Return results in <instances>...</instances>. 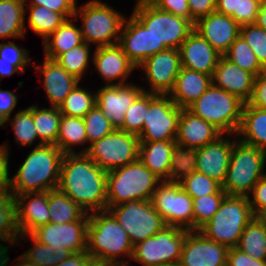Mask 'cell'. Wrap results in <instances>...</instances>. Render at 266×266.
Instances as JSON below:
<instances>
[{"mask_svg": "<svg viewBox=\"0 0 266 266\" xmlns=\"http://www.w3.org/2000/svg\"><path fill=\"white\" fill-rule=\"evenodd\" d=\"M107 171L86 153L64 154L58 189L87 213L107 210Z\"/></svg>", "mask_w": 266, "mask_h": 266, "instance_id": "1", "label": "cell"}, {"mask_svg": "<svg viewBox=\"0 0 266 266\" xmlns=\"http://www.w3.org/2000/svg\"><path fill=\"white\" fill-rule=\"evenodd\" d=\"M133 248L129 235L108 210L89 213L86 251L95 263L127 266ZM121 256L128 257V260L121 259Z\"/></svg>", "mask_w": 266, "mask_h": 266, "instance_id": "2", "label": "cell"}, {"mask_svg": "<svg viewBox=\"0 0 266 266\" xmlns=\"http://www.w3.org/2000/svg\"><path fill=\"white\" fill-rule=\"evenodd\" d=\"M64 153L56 145L34 147L10 177V189L14 196L27 192H43L57 189Z\"/></svg>", "mask_w": 266, "mask_h": 266, "instance_id": "3", "label": "cell"}, {"mask_svg": "<svg viewBox=\"0 0 266 266\" xmlns=\"http://www.w3.org/2000/svg\"><path fill=\"white\" fill-rule=\"evenodd\" d=\"M161 180L138 159L107 172V206L151 200Z\"/></svg>", "mask_w": 266, "mask_h": 266, "instance_id": "4", "label": "cell"}, {"mask_svg": "<svg viewBox=\"0 0 266 266\" xmlns=\"http://www.w3.org/2000/svg\"><path fill=\"white\" fill-rule=\"evenodd\" d=\"M75 22L81 18L83 42L96 47L118 44L125 16L102 0H90L76 10Z\"/></svg>", "mask_w": 266, "mask_h": 266, "instance_id": "5", "label": "cell"}, {"mask_svg": "<svg viewBox=\"0 0 266 266\" xmlns=\"http://www.w3.org/2000/svg\"><path fill=\"white\" fill-rule=\"evenodd\" d=\"M266 152L237 139L232 147L223 191L230 196L248 197L266 173Z\"/></svg>", "mask_w": 266, "mask_h": 266, "instance_id": "6", "label": "cell"}, {"mask_svg": "<svg viewBox=\"0 0 266 266\" xmlns=\"http://www.w3.org/2000/svg\"><path fill=\"white\" fill-rule=\"evenodd\" d=\"M253 218L248 197L226 195L219 210L199 231L209 240L234 248Z\"/></svg>", "mask_w": 266, "mask_h": 266, "instance_id": "7", "label": "cell"}, {"mask_svg": "<svg viewBox=\"0 0 266 266\" xmlns=\"http://www.w3.org/2000/svg\"><path fill=\"white\" fill-rule=\"evenodd\" d=\"M245 102L213 84L186 109L214 125L223 134L236 135Z\"/></svg>", "mask_w": 266, "mask_h": 266, "instance_id": "8", "label": "cell"}, {"mask_svg": "<svg viewBox=\"0 0 266 266\" xmlns=\"http://www.w3.org/2000/svg\"><path fill=\"white\" fill-rule=\"evenodd\" d=\"M132 14L152 33L155 38V54L167 48H180L194 31V23L153 4L135 5Z\"/></svg>", "mask_w": 266, "mask_h": 266, "instance_id": "9", "label": "cell"}, {"mask_svg": "<svg viewBox=\"0 0 266 266\" xmlns=\"http://www.w3.org/2000/svg\"><path fill=\"white\" fill-rule=\"evenodd\" d=\"M139 136L115 129L79 153H86L100 168L110 171L138 160Z\"/></svg>", "mask_w": 266, "mask_h": 266, "instance_id": "10", "label": "cell"}, {"mask_svg": "<svg viewBox=\"0 0 266 266\" xmlns=\"http://www.w3.org/2000/svg\"><path fill=\"white\" fill-rule=\"evenodd\" d=\"M107 210L127 232L133 246L154 236L167 226L165 220L153 207L151 200L127 201L115 206H107Z\"/></svg>", "mask_w": 266, "mask_h": 266, "instance_id": "11", "label": "cell"}, {"mask_svg": "<svg viewBox=\"0 0 266 266\" xmlns=\"http://www.w3.org/2000/svg\"><path fill=\"white\" fill-rule=\"evenodd\" d=\"M189 231L178 226L167 225L154 236L134 245L131 260L141 263V266L178 265L185 237Z\"/></svg>", "mask_w": 266, "mask_h": 266, "instance_id": "12", "label": "cell"}, {"mask_svg": "<svg viewBox=\"0 0 266 266\" xmlns=\"http://www.w3.org/2000/svg\"><path fill=\"white\" fill-rule=\"evenodd\" d=\"M181 109L169 95L149 93V106L140 141L176 140Z\"/></svg>", "mask_w": 266, "mask_h": 266, "instance_id": "13", "label": "cell"}, {"mask_svg": "<svg viewBox=\"0 0 266 266\" xmlns=\"http://www.w3.org/2000/svg\"><path fill=\"white\" fill-rule=\"evenodd\" d=\"M151 202L166 225L193 231V198L179 183L161 181L152 195Z\"/></svg>", "mask_w": 266, "mask_h": 266, "instance_id": "14", "label": "cell"}, {"mask_svg": "<svg viewBox=\"0 0 266 266\" xmlns=\"http://www.w3.org/2000/svg\"><path fill=\"white\" fill-rule=\"evenodd\" d=\"M89 213L81 220L65 224L49 222L34 230L31 235L39 242L53 247L62 260H66L72 253L86 251L87 226Z\"/></svg>", "mask_w": 266, "mask_h": 266, "instance_id": "15", "label": "cell"}, {"mask_svg": "<svg viewBox=\"0 0 266 266\" xmlns=\"http://www.w3.org/2000/svg\"><path fill=\"white\" fill-rule=\"evenodd\" d=\"M137 68L145 74L149 89L144 92L169 95L181 68L180 51L167 48L144 60Z\"/></svg>", "mask_w": 266, "mask_h": 266, "instance_id": "16", "label": "cell"}, {"mask_svg": "<svg viewBox=\"0 0 266 266\" xmlns=\"http://www.w3.org/2000/svg\"><path fill=\"white\" fill-rule=\"evenodd\" d=\"M95 92L96 105L112 123L114 129L120 130L124 124L125 113L144 90L142 86L126 83L103 86Z\"/></svg>", "mask_w": 266, "mask_h": 266, "instance_id": "17", "label": "cell"}, {"mask_svg": "<svg viewBox=\"0 0 266 266\" xmlns=\"http://www.w3.org/2000/svg\"><path fill=\"white\" fill-rule=\"evenodd\" d=\"M229 248L207 239L200 231L186 234L178 266H226Z\"/></svg>", "mask_w": 266, "mask_h": 266, "instance_id": "18", "label": "cell"}, {"mask_svg": "<svg viewBox=\"0 0 266 266\" xmlns=\"http://www.w3.org/2000/svg\"><path fill=\"white\" fill-rule=\"evenodd\" d=\"M91 61L94 71L105 81V86L128 83V77L137 68L118 44L96 47Z\"/></svg>", "mask_w": 266, "mask_h": 266, "instance_id": "19", "label": "cell"}, {"mask_svg": "<svg viewBox=\"0 0 266 266\" xmlns=\"http://www.w3.org/2000/svg\"><path fill=\"white\" fill-rule=\"evenodd\" d=\"M234 136L236 135L223 134L216 141L196 149V171L223 185L229 167L232 147L236 141V138L232 139Z\"/></svg>", "mask_w": 266, "mask_h": 266, "instance_id": "20", "label": "cell"}, {"mask_svg": "<svg viewBox=\"0 0 266 266\" xmlns=\"http://www.w3.org/2000/svg\"><path fill=\"white\" fill-rule=\"evenodd\" d=\"M118 45L136 67L155 54V38L132 13L124 20Z\"/></svg>", "mask_w": 266, "mask_h": 266, "instance_id": "21", "label": "cell"}, {"mask_svg": "<svg viewBox=\"0 0 266 266\" xmlns=\"http://www.w3.org/2000/svg\"><path fill=\"white\" fill-rule=\"evenodd\" d=\"M196 30L222 56L240 35V25L231 17L217 11L200 18L194 24Z\"/></svg>", "mask_w": 266, "mask_h": 266, "instance_id": "22", "label": "cell"}, {"mask_svg": "<svg viewBox=\"0 0 266 266\" xmlns=\"http://www.w3.org/2000/svg\"><path fill=\"white\" fill-rule=\"evenodd\" d=\"M179 51L181 67L211 76L222 56L196 30L181 44Z\"/></svg>", "mask_w": 266, "mask_h": 266, "instance_id": "23", "label": "cell"}, {"mask_svg": "<svg viewBox=\"0 0 266 266\" xmlns=\"http://www.w3.org/2000/svg\"><path fill=\"white\" fill-rule=\"evenodd\" d=\"M14 199L20 235L31 234L37 228L50 222L48 191L27 192L14 196Z\"/></svg>", "mask_w": 266, "mask_h": 266, "instance_id": "24", "label": "cell"}, {"mask_svg": "<svg viewBox=\"0 0 266 266\" xmlns=\"http://www.w3.org/2000/svg\"><path fill=\"white\" fill-rule=\"evenodd\" d=\"M255 77L221 56L212 75V84L247 103L252 96Z\"/></svg>", "mask_w": 266, "mask_h": 266, "instance_id": "25", "label": "cell"}, {"mask_svg": "<svg viewBox=\"0 0 266 266\" xmlns=\"http://www.w3.org/2000/svg\"><path fill=\"white\" fill-rule=\"evenodd\" d=\"M223 133L204 119L181 109L178 120L176 144L190 149H198L216 141Z\"/></svg>", "mask_w": 266, "mask_h": 266, "instance_id": "26", "label": "cell"}, {"mask_svg": "<svg viewBox=\"0 0 266 266\" xmlns=\"http://www.w3.org/2000/svg\"><path fill=\"white\" fill-rule=\"evenodd\" d=\"M44 63L34 66L44 77V89L52 107H59L74 87L80 83L75 76L69 74L56 60L44 57Z\"/></svg>", "mask_w": 266, "mask_h": 266, "instance_id": "27", "label": "cell"}, {"mask_svg": "<svg viewBox=\"0 0 266 266\" xmlns=\"http://www.w3.org/2000/svg\"><path fill=\"white\" fill-rule=\"evenodd\" d=\"M211 84V75L181 67L169 96L178 107L186 109L200 98Z\"/></svg>", "mask_w": 266, "mask_h": 266, "instance_id": "28", "label": "cell"}, {"mask_svg": "<svg viewBox=\"0 0 266 266\" xmlns=\"http://www.w3.org/2000/svg\"><path fill=\"white\" fill-rule=\"evenodd\" d=\"M176 140L140 141L138 159L161 181H169L171 155Z\"/></svg>", "mask_w": 266, "mask_h": 266, "instance_id": "29", "label": "cell"}, {"mask_svg": "<svg viewBox=\"0 0 266 266\" xmlns=\"http://www.w3.org/2000/svg\"><path fill=\"white\" fill-rule=\"evenodd\" d=\"M236 137L266 152V110L245 103Z\"/></svg>", "mask_w": 266, "mask_h": 266, "instance_id": "30", "label": "cell"}, {"mask_svg": "<svg viewBox=\"0 0 266 266\" xmlns=\"http://www.w3.org/2000/svg\"><path fill=\"white\" fill-rule=\"evenodd\" d=\"M73 19H66L43 41L44 57L55 60L59 55L83 43L80 28L72 22Z\"/></svg>", "mask_w": 266, "mask_h": 266, "instance_id": "31", "label": "cell"}, {"mask_svg": "<svg viewBox=\"0 0 266 266\" xmlns=\"http://www.w3.org/2000/svg\"><path fill=\"white\" fill-rule=\"evenodd\" d=\"M25 0H0V38H24L27 30Z\"/></svg>", "mask_w": 266, "mask_h": 266, "instance_id": "32", "label": "cell"}, {"mask_svg": "<svg viewBox=\"0 0 266 266\" xmlns=\"http://www.w3.org/2000/svg\"><path fill=\"white\" fill-rule=\"evenodd\" d=\"M50 222L65 224L81 220L87 212L58 188L48 191Z\"/></svg>", "mask_w": 266, "mask_h": 266, "instance_id": "33", "label": "cell"}, {"mask_svg": "<svg viewBox=\"0 0 266 266\" xmlns=\"http://www.w3.org/2000/svg\"><path fill=\"white\" fill-rule=\"evenodd\" d=\"M20 231L17 225L16 203L11 189H0V241L18 243ZM7 248L0 242V249Z\"/></svg>", "mask_w": 266, "mask_h": 266, "instance_id": "34", "label": "cell"}, {"mask_svg": "<svg viewBox=\"0 0 266 266\" xmlns=\"http://www.w3.org/2000/svg\"><path fill=\"white\" fill-rule=\"evenodd\" d=\"M33 105V122L38 135L36 147L45 145H56L61 122L59 107L42 108Z\"/></svg>", "mask_w": 266, "mask_h": 266, "instance_id": "35", "label": "cell"}, {"mask_svg": "<svg viewBox=\"0 0 266 266\" xmlns=\"http://www.w3.org/2000/svg\"><path fill=\"white\" fill-rule=\"evenodd\" d=\"M87 142V135L83 117L61 116L56 146L64 154H74L75 146H84Z\"/></svg>", "mask_w": 266, "mask_h": 266, "instance_id": "36", "label": "cell"}, {"mask_svg": "<svg viewBox=\"0 0 266 266\" xmlns=\"http://www.w3.org/2000/svg\"><path fill=\"white\" fill-rule=\"evenodd\" d=\"M240 251L259 261H266V226L256 216L248 223L240 236Z\"/></svg>", "mask_w": 266, "mask_h": 266, "instance_id": "37", "label": "cell"}, {"mask_svg": "<svg viewBox=\"0 0 266 266\" xmlns=\"http://www.w3.org/2000/svg\"><path fill=\"white\" fill-rule=\"evenodd\" d=\"M29 9L28 24L43 41L47 39L67 18L62 13L49 10L45 6L25 5Z\"/></svg>", "mask_w": 266, "mask_h": 266, "instance_id": "38", "label": "cell"}, {"mask_svg": "<svg viewBox=\"0 0 266 266\" xmlns=\"http://www.w3.org/2000/svg\"><path fill=\"white\" fill-rule=\"evenodd\" d=\"M78 83L59 106L63 115L84 117L96 105V92L88 91Z\"/></svg>", "mask_w": 266, "mask_h": 266, "instance_id": "39", "label": "cell"}, {"mask_svg": "<svg viewBox=\"0 0 266 266\" xmlns=\"http://www.w3.org/2000/svg\"><path fill=\"white\" fill-rule=\"evenodd\" d=\"M233 64L238 65L241 69L258 76L265 68L257 60L250 45L239 35L230 45L229 50L223 55Z\"/></svg>", "mask_w": 266, "mask_h": 266, "instance_id": "40", "label": "cell"}, {"mask_svg": "<svg viewBox=\"0 0 266 266\" xmlns=\"http://www.w3.org/2000/svg\"><path fill=\"white\" fill-rule=\"evenodd\" d=\"M90 46V44L83 42L79 46L59 55L55 60L69 74L81 81L82 77L85 75L84 73L89 67L88 65H90Z\"/></svg>", "mask_w": 266, "mask_h": 266, "instance_id": "41", "label": "cell"}, {"mask_svg": "<svg viewBox=\"0 0 266 266\" xmlns=\"http://www.w3.org/2000/svg\"><path fill=\"white\" fill-rule=\"evenodd\" d=\"M196 171V149L176 144L171 155L169 182L179 183Z\"/></svg>", "mask_w": 266, "mask_h": 266, "instance_id": "42", "label": "cell"}, {"mask_svg": "<svg viewBox=\"0 0 266 266\" xmlns=\"http://www.w3.org/2000/svg\"><path fill=\"white\" fill-rule=\"evenodd\" d=\"M12 124L15 141L20 146H32L37 141L38 135L33 122V105L15 113L14 117L7 120Z\"/></svg>", "mask_w": 266, "mask_h": 266, "instance_id": "43", "label": "cell"}, {"mask_svg": "<svg viewBox=\"0 0 266 266\" xmlns=\"http://www.w3.org/2000/svg\"><path fill=\"white\" fill-rule=\"evenodd\" d=\"M179 184L192 198H200L209 194H226L220 183L198 171L191 173Z\"/></svg>", "mask_w": 266, "mask_h": 266, "instance_id": "44", "label": "cell"}, {"mask_svg": "<svg viewBox=\"0 0 266 266\" xmlns=\"http://www.w3.org/2000/svg\"><path fill=\"white\" fill-rule=\"evenodd\" d=\"M227 194H209L193 198V231H199L219 210Z\"/></svg>", "mask_w": 266, "mask_h": 266, "instance_id": "45", "label": "cell"}, {"mask_svg": "<svg viewBox=\"0 0 266 266\" xmlns=\"http://www.w3.org/2000/svg\"><path fill=\"white\" fill-rule=\"evenodd\" d=\"M83 120L85 123L88 145L92 144L94 141L100 140L115 130L112 123L104 116L97 105L83 117Z\"/></svg>", "mask_w": 266, "mask_h": 266, "instance_id": "46", "label": "cell"}, {"mask_svg": "<svg viewBox=\"0 0 266 266\" xmlns=\"http://www.w3.org/2000/svg\"><path fill=\"white\" fill-rule=\"evenodd\" d=\"M23 238H26L28 241L31 240L33 243L30 249L20 254L27 261L36 263L40 266H55L62 261V258L54 253L53 247L37 241L31 234L20 235L18 242Z\"/></svg>", "mask_w": 266, "mask_h": 266, "instance_id": "47", "label": "cell"}, {"mask_svg": "<svg viewBox=\"0 0 266 266\" xmlns=\"http://www.w3.org/2000/svg\"><path fill=\"white\" fill-rule=\"evenodd\" d=\"M149 106V93L143 92L125 113L124 124L120 130L140 135Z\"/></svg>", "mask_w": 266, "mask_h": 266, "instance_id": "48", "label": "cell"}, {"mask_svg": "<svg viewBox=\"0 0 266 266\" xmlns=\"http://www.w3.org/2000/svg\"><path fill=\"white\" fill-rule=\"evenodd\" d=\"M240 35L250 45L257 60L266 69V30L255 24L240 26Z\"/></svg>", "mask_w": 266, "mask_h": 266, "instance_id": "49", "label": "cell"}, {"mask_svg": "<svg viewBox=\"0 0 266 266\" xmlns=\"http://www.w3.org/2000/svg\"><path fill=\"white\" fill-rule=\"evenodd\" d=\"M29 54L26 48H20L13 41L0 42V62L12 63L22 74L25 73L26 66L34 63L29 59Z\"/></svg>", "mask_w": 266, "mask_h": 266, "instance_id": "50", "label": "cell"}, {"mask_svg": "<svg viewBox=\"0 0 266 266\" xmlns=\"http://www.w3.org/2000/svg\"><path fill=\"white\" fill-rule=\"evenodd\" d=\"M25 0V5L45 6L49 10L62 13L67 19L74 16L77 1L76 0Z\"/></svg>", "mask_w": 266, "mask_h": 266, "instance_id": "51", "label": "cell"}, {"mask_svg": "<svg viewBox=\"0 0 266 266\" xmlns=\"http://www.w3.org/2000/svg\"><path fill=\"white\" fill-rule=\"evenodd\" d=\"M248 200L254 216L258 217L262 212L266 211V173L254 185Z\"/></svg>", "mask_w": 266, "mask_h": 266, "instance_id": "52", "label": "cell"}, {"mask_svg": "<svg viewBox=\"0 0 266 266\" xmlns=\"http://www.w3.org/2000/svg\"><path fill=\"white\" fill-rule=\"evenodd\" d=\"M153 5L162 11L191 20V13L187 0H156Z\"/></svg>", "mask_w": 266, "mask_h": 266, "instance_id": "53", "label": "cell"}, {"mask_svg": "<svg viewBox=\"0 0 266 266\" xmlns=\"http://www.w3.org/2000/svg\"><path fill=\"white\" fill-rule=\"evenodd\" d=\"M247 103L251 107L266 110V69L255 77L252 96Z\"/></svg>", "mask_w": 266, "mask_h": 266, "instance_id": "54", "label": "cell"}, {"mask_svg": "<svg viewBox=\"0 0 266 266\" xmlns=\"http://www.w3.org/2000/svg\"><path fill=\"white\" fill-rule=\"evenodd\" d=\"M18 96L10 90H1L0 88V127H5L8 118L16 108Z\"/></svg>", "mask_w": 266, "mask_h": 266, "instance_id": "55", "label": "cell"}, {"mask_svg": "<svg viewBox=\"0 0 266 266\" xmlns=\"http://www.w3.org/2000/svg\"><path fill=\"white\" fill-rule=\"evenodd\" d=\"M262 0H240L239 25L254 24L259 13Z\"/></svg>", "mask_w": 266, "mask_h": 266, "instance_id": "56", "label": "cell"}, {"mask_svg": "<svg viewBox=\"0 0 266 266\" xmlns=\"http://www.w3.org/2000/svg\"><path fill=\"white\" fill-rule=\"evenodd\" d=\"M191 21L195 24L200 18L216 11V0H187Z\"/></svg>", "mask_w": 266, "mask_h": 266, "instance_id": "57", "label": "cell"}, {"mask_svg": "<svg viewBox=\"0 0 266 266\" xmlns=\"http://www.w3.org/2000/svg\"><path fill=\"white\" fill-rule=\"evenodd\" d=\"M226 266H266V261L254 259L234 247L228 250Z\"/></svg>", "mask_w": 266, "mask_h": 266, "instance_id": "58", "label": "cell"}, {"mask_svg": "<svg viewBox=\"0 0 266 266\" xmlns=\"http://www.w3.org/2000/svg\"><path fill=\"white\" fill-rule=\"evenodd\" d=\"M8 145L6 142L0 145V189H10Z\"/></svg>", "mask_w": 266, "mask_h": 266, "instance_id": "59", "label": "cell"}, {"mask_svg": "<svg viewBox=\"0 0 266 266\" xmlns=\"http://www.w3.org/2000/svg\"><path fill=\"white\" fill-rule=\"evenodd\" d=\"M240 0H216V11L231 16L239 24Z\"/></svg>", "mask_w": 266, "mask_h": 266, "instance_id": "60", "label": "cell"}, {"mask_svg": "<svg viewBox=\"0 0 266 266\" xmlns=\"http://www.w3.org/2000/svg\"><path fill=\"white\" fill-rule=\"evenodd\" d=\"M95 263L94 259L87 251L72 253L66 260H62L55 266H92Z\"/></svg>", "mask_w": 266, "mask_h": 266, "instance_id": "61", "label": "cell"}, {"mask_svg": "<svg viewBox=\"0 0 266 266\" xmlns=\"http://www.w3.org/2000/svg\"><path fill=\"white\" fill-rule=\"evenodd\" d=\"M9 247L0 249V266H7L9 260ZM17 263H15L14 266H40L36 263H32L27 261L25 258H23L21 255L15 259Z\"/></svg>", "mask_w": 266, "mask_h": 266, "instance_id": "62", "label": "cell"}, {"mask_svg": "<svg viewBox=\"0 0 266 266\" xmlns=\"http://www.w3.org/2000/svg\"><path fill=\"white\" fill-rule=\"evenodd\" d=\"M15 73L22 74L12 63L0 62V81L2 78L12 76Z\"/></svg>", "mask_w": 266, "mask_h": 266, "instance_id": "63", "label": "cell"}, {"mask_svg": "<svg viewBox=\"0 0 266 266\" xmlns=\"http://www.w3.org/2000/svg\"><path fill=\"white\" fill-rule=\"evenodd\" d=\"M254 24L266 30V0H262L261 7Z\"/></svg>", "mask_w": 266, "mask_h": 266, "instance_id": "64", "label": "cell"}, {"mask_svg": "<svg viewBox=\"0 0 266 266\" xmlns=\"http://www.w3.org/2000/svg\"><path fill=\"white\" fill-rule=\"evenodd\" d=\"M156 0H136L135 5L154 4Z\"/></svg>", "mask_w": 266, "mask_h": 266, "instance_id": "65", "label": "cell"}, {"mask_svg": "<svg viewBox=\"0 0 266 266\" xmlns=\"http://www.w3.org/2000/svg\"><path fill=\"white\" fill-rule=\"evenodd\" d=\"M258 218L263 222V224L266 226V211L262 212Z\"/></svg>", "mask_w": 266, "mask_h": 266, "instance_id": "66", "label": "cell"}, {"mask_svg": "<svg viewBox=\"0 0 266 266\" xmlns=\"http://www.w3.org/2000/svg\"><path fill=\"white\" fill-rule=\"evenodd\" d=\"M127 266H130L129 264ZM148 266H178L173 264H158V265H148Z\"/></svg>", "mask_w": 266, "mask_h": 266, "instance_id": "67", "label": "cell"}, {"mask_svg": "<svg viewBox=\"0 0 266 266\" xmlns=\"http://www.w3.org/2000/svg\"><path fill=\"white\" fill-rule=\"evenodd\" d=\"M92 266H107V265H102L100 263H94Z\"/></svg>", "mask_w": 266, "mask_h": 266, "instance_id": "68", "label": "cell"}]
</instances>
